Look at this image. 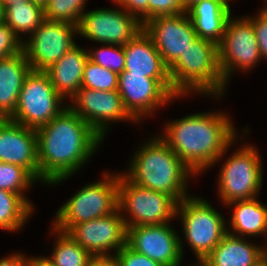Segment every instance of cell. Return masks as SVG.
I'll list each match as a JSON object with an SVG mask.
<instances>
[{"label": "cell", "instance_id": "obj_45", "mask_svg": "<svg viewBox=\"0 0 267 266\" xmlns=\"http://www.w3.org/2000/svg\"><path fill=\"white\" fill-rule=\"evenodd\" d=\"M195 263H197V264H195ZM195 263H194V265L191 264V266H206V265L204 264V262H198V261H197V262H195Z\"/></svg>", "mask_w": 267, "mask_h": 266}, {"label": "cell", "instance_id": "obj_27", "mask_svg": "<svg viewBox=\"0 0 267 266\" xmlns=\"http://www.w3.org/2000/svg\"><path fill=\"white\" fill-rule=\"evenodd\" d=\"M55 243L51 256H45L55 266H89L93 256L69 235L51 228Z\"/></svg>", "mask_w": 267, "mask_h": 266}, {"label": "cell", "instance_id": "obj_37", "mask_svg": "<svg viewBox=\"0 0 267 266\" xmlns=\"http://www.w3.org/2000/svg\"><path fill=\"white\" fill-rule=\"evenodd\" d=\"M29 256L21 252L13 253L0 259V266H28Z\"/></svg>", "mask_w": 267, "mask_h": 266}, {"label": "cell", "instance_id": "obj_33", "mask_svg": "<svg viewBox=\"0 0 267 266\" xmlns=\"http://www.w3.org/2000/svg\"><path fill=\"white\" fill-rule=\"evenodd\" d=\"M177 14H187L181 0H149V20L158 16Z\"/></svg>", "mask_w": 267, "mask_h": 266}, {"label": "cell", "instance_id": "obj_3", "mask_svg": "<svg viewBox=\"0 0 267 266\" xmlns=\"http://www.w3.org/2000/svg\"><path fill=\"white\" fill-rule=\"evenodd\" d=\"M134 152L128 170L122 172L131 182L172 196L178 203L191 195L187 183L196 175L159 135L144 140Z\"/></svg>", "mask_w": 267, "mask_h": 266}, {"label": "cell", "instance_id": "obj_14", "mask_svg": "<svg viewBox=\"0 0 267 266\" xmlns=\"http://www.w3.org/2000/svg\"><path fill=\"white\" fill-rule=\"evenodd\" d=\"M68 107L87 122L104 140L114 122L137 121L124 107L118 91H99L81 87Z\"/></svg>", "mask_w": 267, "mask_h": 266}, {"label": "cell", "instance_id": "obj_44", "mask_svg": "<svg viewBox=\"0 0 267 266\" xmlns=\"http://www.w3.org/2000/svg\"><path fill=\"white\" fill-rule=\"evenodd\" d=\"M257 266H267V259L265 258L262 262H260Z\"/></svg>", "mask_w": 267, "mask_h": 266}, {"label": "cell", "instance_id": "obj_10", "mask_svg": "<svg viewBox=\"0 0 267 266\" xmlns=\"http://www.w3.org/2000/svg\"><path fill=\"white\" fill-rule=\"evenodd\" d=\"M232 16L228 19L223 38L218 44V63L226 85L235 70L246 73L262 61L252 20L247 15Z\"/></svg>", "mask_w": 267, "mask_h": 266}, {"label": "cell", "instance_id": "obj_5", "mask_svg": "<svg viewBox=\"0 0 267 266\" xmlns=\"http://www.w3.org/2000/svg\"><path fill=\"white\" fill-rule=\"evenodd\" d=\"M102 175L62 204L51 227L66 233L73 225L111 214L118 208L119 173L105 171Z\"/></svg>", "mask_w": 267, "mask_h": 266}, {"label": "cell", "instance_id": "obj_6", "mask_svg": "<svg viewBox=\"0 0 267 266\" xmlns=\"http://www.w3.org/2000/svg\"><path fill=\"white\" fill-rule=\"evenodd\" d=\"M206 198L187 196L177 204L183 238L198 262H203L227 234V222Z\"/></svg>", "mask_w": 267, "mask_h": 266}, {"label": "cell", "instance_id": "obj_20", "mask_svg": "<svg viewBox=\"0 0 267 266\" xmlns=\"http://www.w3.org/2000/svg\"><path fill=\"white\" fill-rule=\"evenodd\" d=\"M232 0H202L187 10L199 38L221 42L228 19L232 15Z\"/></svg>", "mask_w": 267, "mask_h": 266}, {"label": "cell", "instance_id": "obj_42", "mask_svg": "<svg viewBox=\"0 0 267 266\" xmlns=\"http://www.w3.org/2000/svg\"><path fill=\"white\" fill-rule=\"evenodd\" d=\"M3 20H4V8H3L1 0H0V23H2Z\"/></svg>", "mask_w": 267, "mask_h": 266}, {"label": "cell", "instance_id": "obj_4", "mask_svg": "<svg viewBox=\"0 0 267 266\" xmlns=\"http://www.w3.org/2000/svg\"><path fill=\"white\" fill-rule=\"evenodd\" d=\"M168 71L173 90L182 98L195 92L220 101L227 89L219 68L218 45L211 40L197 37Z\"/></svg>", "mask_w": 267, "mask_h": 266}, {"label": "cell", "instance_id": "obj_25", "mask_svg": "<svg viewBox=\"0 0 267 266\" xmlns=\"http://www.w3.org/2000/svg\"><path fill=\"white\" fill-rule=\"evenodd\" d=\"M44 19V7L29 0L15 2L4 8L3 22L22 42L41 25Z\"/></svg>", "mask_w": 267, "mask_h": 266}, {"label": "cell", "instance_id": "obj_34", "mask_svg": "<svg viewBox=\"0 0 267 266\" xmlns=\"http://www.w3.org/2000/svg\"><path fill=\"white\" fill-rule=\"evenodd\" d=\"M260 9L259 12H257L258 15L256 13L254 14L256 15L255 17H251V15H248V17L252 20L260 55L263 61V58L267 60V8L262 6Z\"/></svg>", "mask_w": 267, "mask_h": 266}, {"label": "cell", "instance_id": "obj_48", "mask_svg": "<svg viewBox=\"0 0 267 266\" xmlns=\"http://www.w3.org/2000/svg\"><path fill=\"white\" fill-rule=\"evenodd\" d=\"M264 3H266L264 4V6L267 8V0H264Z\"/></svg>", "mask_w": 267, "mask_h": 266}, {"label": "cell", "instance_id": "obj_12", "mask_svg": "<svg viewBox=\"0 0 267 266\" xmlns=\"http://www.w3.org/2000/svg\"><path fill=\"white\" fill-rule=\"evenodd\" d=\"M77 25L44 19L23 42L26 59L35 71H45L77 45Z\"/></svg>", "mask_w": 267, "mask_h": 266}, {"label": "cell", "instance_id": "obj_32", "mask_svg": "<svg viewBox=\"0 0 267 266\" xmlns=\"http://www.w3.org/2000/svg\"><path fill=\"white\" fill-rule=\"evenodd\" d=\"M23 51V42L4 22L0 23V59Z\"/></svg>", "mask_w": 267, "mask_h": 266}, {"label": "cell", "instance_id": "obj_39", "mask_svg": "<svg viewBox=\"0 0 267 266\" xmlns=\"http://www.w3.org/2000/svg\"><path fill=\"white\" fill-rule=\"evenodd\" d=\"M28 266H55L45 256H30Z\"/></svg>", "mask_w": 267, "mask_h": 266}, {"label": "cell", "instance_id": "obj_9", "mask_svg": "<svg viewBox=\"0 0 267 266\" xmlns=\"http://www.w3.org/2000/svg\"><path fill=\"white\" fill-rule=\"evenodd\" d=\"M68 104L55 90L45 71L31 70L26 76L14 114L9 118L25 127L35 129L46 125Z\"/></svg>", "mask_w": 267, "mask_h": 266}, {"label": "cell", "instance_id": "obj_30", "mask_svg": "<svg viewBox=\"0 0 267 266\" xmlns=\"http://www.w3.org/2000/svg\"><path fill=\"white\" fill-rule=\"evenodd\" d=\"M119 75L88 59L83 71L82 87L99 91H117Z\"/></svg>", "mask_w": 267, "mask_h": 266}, {"label": "cell", "instance_id": "obj_47", "mask_svg": "<svg viewBox=\"0 0 267 266\" xmlns=\"http://www.w3.org/2000/svg\"><path fill=\"white\" fill-rule=\"evenodd\" d=\"M6 118H4L1 114H0V124L5 120Z\"/></svg>", "mask_w": 267, "mask_h": 266}, {"label": "cell", "instance_id": "obj_43", "mask_svg": "<svg viewBox=\"0 0 267 266\" xmlns=\"http://www.w3.org/2000/svg\"><path fill=\"white\" fill-rule=\"evenodd\" d=\"M29 1L37 3V4H39V5L44 7L48 0H29Z\"/></svg>", "mask_w": 267, "mask_h": 266}, {"label": "cell", "instance_id": "obj_8", "mask_svg": "<svg viewBox=\"0 0 267 266\" xmlns=\"http://www.w3.org/2000/svg\"><path fill=\"white\" fill-rule=\"evenodd\" d=\"M121 172L118 180V208L127 228L171 224L176 219L178 202L172 196L138 186Z\"/></svg>", "mask_w": 267, "mask_h": 266}, {"label": "cell", "instance_id": "obj_46", "mask_svg": "<svg viewBox=\"0 0 267 266\" xmlns=\"http://www.w3.org/2000/svg\"><path fill=\"white\" fill-rule=\"evenodd\" d=\"M264 250H265V258L267 259V240L265 242Z\"/></svg>", "mask_w": 267, "mask_h": 266}, {"label": "cell", "instance_id": "obj_26", "mask_svg": "<svg viewBox=\"0 0 267 266\" xmlns=\"http://www.w3.org/2000/svg\"><path fill=\"white\" fill-rule=\"evenodd\" d=\"M32 207L19 194L0 189V229L3 231L20 232L34 213Z\"/></svg>", "mask_w": 267, "mask_h": 266}, {"label": "cell", "instance_id": "obj_41", "mask_svg": "<svg viewBox=\"0 0 267 266\" xmlns=\"http://www.w3.org/2000/svg\"><path fill=\"white\" fill-rule=\"evenodd\" d=\"M22 1H25V0H1V3H2L3 8H5V7L9 6L12 3H15V2L19 3V2H22Z\"/></svg>", "mask_w": 267, "mask_h": 266}, {"label": "cell", "instance_id": "obj_15", "mask_svg": "<svg viewBox=\"0 0 267 266\" xmlns=\"http://www.w3.org/2000/svg\"><path fill=\"white\" fill-rule=\"evenodd\" d=\"M169 222L127 228V245L163 266H181L184 244Z\"/></svg>", "mask_w": 267, "mask_h": 266}, {"label": "cell", "instance_id": "obj_31", "mask_svg": "<svg viewBox=\"0 0 267 266\" xmlns=\"http://www.w3.org/2000/svg\"><path fill=\"white\" fill-rule=\"evenodd\" d=\"M89 59L96 64L120 74L125 68V53L122 45L102 44L100 47L88 49Z\"/></svg>", "mask_w": 267, "mask_h": 266}, {"label": "cell", "instance_id": "obj_35", "mask_svg": "<svg viewBox=\"0 0 267 266\" xmlns=\"http://www.w3.org/2000/svg\"><path fill=\"white\" fill-rule=\"evenodd\" d=\"M114 256L119 266H163L149 257L134 251L127 244Z\"/></svg>", "mask_w": 267, "mask_h": 266}, {"label": "cell", "instance_id": "obj_36", "mask_svg": "<svg viewBox=\"0 0 267 266\" xmlns=\"http://www.w3.org/2000/svg\"><path fill=\"white\" fill-rule=\"evenodd\" d=\"M112 2L135 16L142 24L149 20V0H112Z\"/></svg>", "mask_w": 267, "mask_h": 266}, {"label": "cell", "instance_id": "obj_19", "mask_svg": "<svg viewBox=\"0 0 267 266\" xmlns=\"http://www.w3.org/2000/svg\"><path fill=\"white\" fill-rule=\"evenodd\" d=\"M123 50L126 61L124 71L129 74L148 78H170L168 67L144 29L124 45Z\"/></svg>", "mask_w": 267, "mask_h": 266}, {"label": "cell", "instance_id": "obj_38", "mask_svg": "<svg viewBox=\"0 0 267 266\" xmlns=\"http://www.w3.org/2000/svg\"><path fill=\"white\" fill-rule=\"evenodd\" d=\"M89 266H119L115 256L93 257Z\"/></svg>", "mask_w": 267, "mask_h": 266}, {"label": "cell", "instance_id": "obj_16", "mask_svg": "<svg viewBox=\"0 0 267 266\" xmlns=\"http://www.w3.org/2000/svg\"><path fill=\"white\" fill-rule=\"evenodd\" d=\"M66 234L93 257L113 256L127 244V227L119 208L103 217L73 225Z\"/></svg>", "mask_w": 267, "mask_h": 266}, {"label": "cell", "instance_id": "obj_40", "mask_svg": "<svg viewBox=\"0 0 267 266\" xmlns=\"http://www.w3.org/2000/svg\"><path fill=\"white\" fill-rule=\"evenodd\" d=\"M199 1H202V0H181L186 10H188L190 7H192L195 3Z\"/></svg>", "mask_w": 267, "mask_h": 266}, {"label": "cell", "instance_id": "obj_13", "mask_svg": "<svg viewBox=\"0 0 267 266\" xmlns=\"http://www.w3.org/2000/svg\"><path fill=\"white\" fill-rule=\"evenodd\" d=\"M79 37L100 44L126 45L143 24L121 7L98 8L83 13L77 25Z\"/></svg>", "mask_w": 267, "mask_h": 266}, {"label": "cell", "instance_id": "obj_7", "mask_svg": "<svg viewBox=\"0 0 267 266\" xmlns=\"http://www.w3.org/2000/svg\"><path fill=\"white\" fill-rule=\"evenodd\" d=\"M246 143L226 160L224 158L219 169L216 192L223 206L232 201L259 197L264 174L263 158L255 144Z\"/></svg>", "mask_w": 267, "mask_h": 266}, {"label": "cell", "instance_id": "obj_11", "mask_svg": "<svg viewBox=\"0 0 267 266\" xmlns=\"http://www.w3.org/2000/svg\"><path fill=\"white\" fill-rule=\"evenodd\" d=\"M117 91L126 110L139 124L146 117H154L156 110L170 101L181 99L173 90L170 78H148L127 71L119 74Z\"/></svg>", "mask_w": 267, "mask_h": 266}, {"label": "cell", "instance_id": "obj_18", "mask_svg": "<svg viewBox=\"0 0 267 266\" xmlns=\"http://www.w3.org/2000/svg\"><path fill=\"white\" fill-rule=\"evenodd\" d=\"M0 162L22 166L39 181L36 130L6 118L0 124Z\"/></svg>", "mask_w": 267, "mask_h": 266}, {"label": "cell", "instance_id": "obj_24", "mask_svg": "<svg viewBox=\"0 0 267 266\" xmlns=\"http://www.w3.org/2000/svg\"><path fill=\"white\" fill-rule=\"evenodd\" d=\"M232 209L230 219H227V233L245 238L257 236L267 240V205L258 200H236L225 205Z\"/></svg>", "mask_w": 267, "mask_h": 266}, {"label": "cell", "instance_id": "obj_29", "mask_svg": "<svg viewBox=\"0 0 267 266\" xmlns=\"http://www.w3.org/2000/svg\"><path fill=\"white\" fill-rule=\"evenodd\" d=\"M88 0H48L44 6V18L78 25L86 12ZM85 6V7H84Z\"/></svg>", "mask_w": 267, "mask_h": 266}, {"label": "cell", "instance_id": "obj_1", "mask_svg": "<svg viewBox=\"0 0 267 266\" xmlns=\"http://www.w3.org/2000/svg\"><path fill=\"white\" fill-rule=\"evenodd\" d=\"M36 132L39 182L52 186L80 171L104 141L69 107Z\"/></svg>", "mask_w": 267, "mask_h": 266}, {"label": "cell", "instance_id": "obj_28", "mask_svg": "<svg viewBox=\"0 0 267 266\" xmlns=\"http://www.w3.org/2000/svg\"><path fill=\"white\" fill-rule=\"evenodd\" d=\"M36 181V182H35ZM38 180L24 167L0 162V189L22 196L32 207L25 192L32 188Z\"/></svg>", "mask_w": 267, "mask_h": 266}, {"label": "cell", "instance_id": "obj_2", "mask_svg": "<svg viewBox=\"0 0 267 266\" xmlns=\"http://www.w3.org/2000/svg\"><path fill=\"white\" fill-rule=\"evenodd\" d=\"M233 123L222 111L197 112L168 121L163 134L157 135L194 175L200 176L221 162L228 148L239 141Z\"/></svg>", "mask_w": 267, "mask_h": 266}, {"label": "cell", "instance_id": "obj_17", "mask_svg": "<svg viewBox=\"0 0 267 266\" xmlns=\"http://www.w3.org/2000/svg\"><path fill=\"white\" fill-rule=\"evenodd\" d=\"M169 68L198 36L188 14L158 16L143 24Z\"/></svg>", "mask_w": 267, "mask_h": 266}, {"label": "cell", "instance_id": "obj_23", "mask_svg": "<svg viewBox=\"0 0 267 266\" xmlns=\"http://www.w3.org/2000/svg\"><path fill=\"white\" fill-rule=\"evenodd\" d=\"M31 70L24 51L0 59V114L4 118L14 114L23 82Z\"/></svg>", "mask_w": 267, "mask_h": 266}, {"label": "cell", "instance_id": "obj_22", "mask_svg": "<svg viewBox=\"0 0 267 266\" xmlns=\"http://www.w3.org/2000/svg\"><path fill=\"white\" fill-rule=\"evenodd\" d=\"M227 233L203 261L206 266H257L265 259L264 246Z\"/></svg>", "mask_w": 267, "mask_h": 266}, {"label": "cell", "instance_id": "obj_21", "mask_svg": "<svg viewBox=\"0 0 267 266\" xmlns=\"http://www.w3.org/2000/svg\"><path fill=\"white\" fill-rule=\"evenodd\" d=\"M88 59V49L75 45L60 60L45 70L51 84L64 100L70 101L82 87L84 66Z\"/></svg>", "mask_w": 267, "mask_h": 266}]
</instances>
